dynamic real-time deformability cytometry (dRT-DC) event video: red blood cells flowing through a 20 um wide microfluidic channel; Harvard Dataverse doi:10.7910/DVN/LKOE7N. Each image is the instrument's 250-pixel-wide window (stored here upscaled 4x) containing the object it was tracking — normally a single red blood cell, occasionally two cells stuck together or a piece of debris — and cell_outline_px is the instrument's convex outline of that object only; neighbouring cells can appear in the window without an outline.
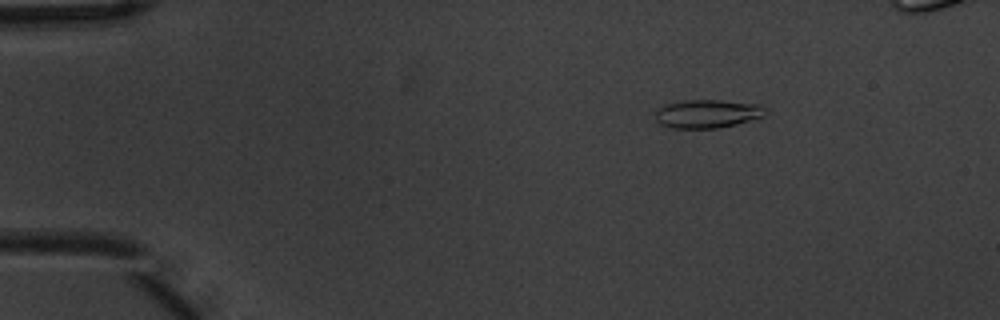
{"species": "common noctule bat (a hibernating species)", "species_latin": "Nyctalus noctula", "temperature_condition": "warm", "stored_images_in_passage": 5, "camera_frame_rate_fps": 3000, "um_per_image_px": 0.085, "animal": {"sex": "male", "body_mass_g": 20.1, "forearm_length_mm": 53.5}, "frame": {"image": 1, "passage_image": 3, "time_ms": 0.667, "image_size_px": [1000, 320], "cell_outline_px": [[768, 112], [764, 116], [736, 124], [720, 128], [672, 128], [660, 124], [656, 120], [656, 112], [660, 108], [668, 104], [688, 100], [720, 100], [760, 104], [768, 108]], "centroid_in_image_um": [60.2, 9.67], "position_along_channel_um": 24.8, "area_um2": 18.21}}